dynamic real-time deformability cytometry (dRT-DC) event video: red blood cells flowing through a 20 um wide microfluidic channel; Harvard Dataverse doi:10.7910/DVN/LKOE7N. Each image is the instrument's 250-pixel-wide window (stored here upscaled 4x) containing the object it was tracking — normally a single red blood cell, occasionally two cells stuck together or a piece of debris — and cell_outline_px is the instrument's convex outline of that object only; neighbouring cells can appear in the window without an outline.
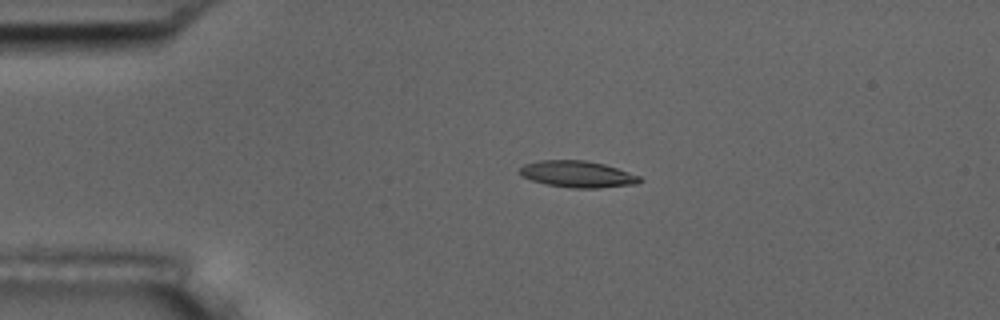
{"species": "common noctule bat (a hibernating species)", "species_latin": "Nyctalus noctula", "temperature_condition": "room temperature", "stored_images_in_passage": 6, "camera_frame_rate_fps": 3000, "um_per_image_px": 0.085, "animal": {"sex": "male", "body_mass_g": 17.5, "forearm_length_mm": 52.3}, "frame": {"image": 1, "passage_image": 3, "time_ms": 2.333, "image_size_px": [1000, 320], "cell_outline_px": [[644, 180], [636, 184], [600, 188], [572, 188], [544, 184], [520, 176], [520, 168], [524, 164], [540, 160], [584, 160], [604, 164], [640, 176]], "centroid_in_image_um": [49.08, 14.81], "position_along_channel_um": 35.9, "area_um2": 18.61}}
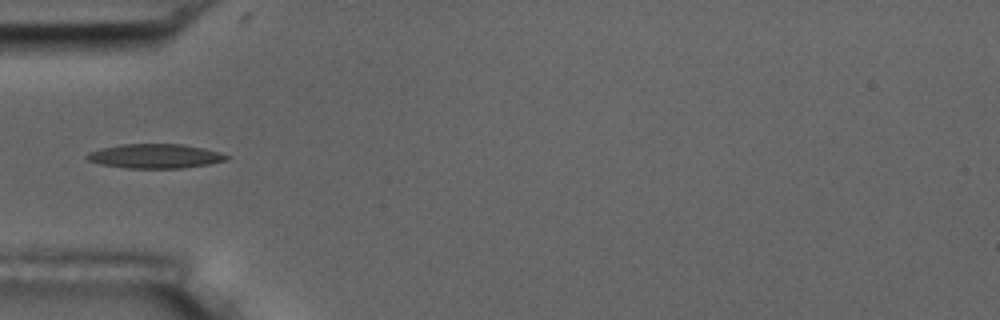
{"frame": {"image": 2, "passage_image": 5, "time_ms": 4.333, "image_size_px": [1000, 320], "cell_outline_px": [[232, 156], [228, 160], [208, 164], [184, 168], [128, 168], [100, 164], [88, 160], [84, 156], [88, 152], [100, 148], [120, 144], [184, 144], [204, 148], [220, 152]], "centroid_in_image_um": [13.2, 13.26], "position_along_channel_um": 71.8, "area_um2": 20.0}}